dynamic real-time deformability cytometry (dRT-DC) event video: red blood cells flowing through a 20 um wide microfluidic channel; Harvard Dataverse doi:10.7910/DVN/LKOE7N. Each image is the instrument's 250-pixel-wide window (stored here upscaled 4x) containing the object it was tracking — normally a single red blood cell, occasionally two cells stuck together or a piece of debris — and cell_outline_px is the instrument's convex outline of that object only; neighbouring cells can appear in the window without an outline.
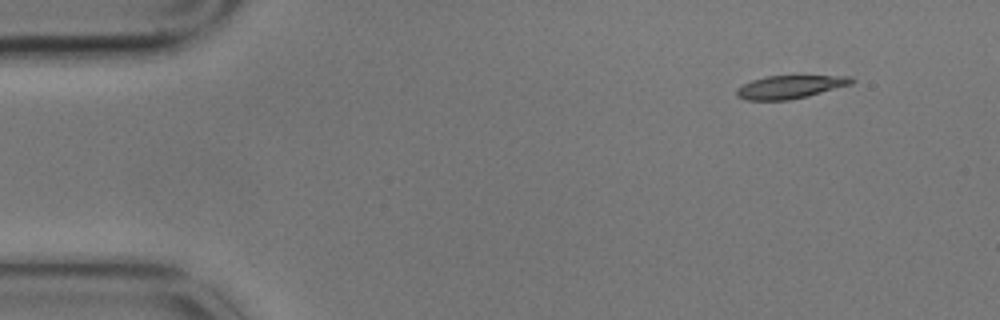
{"species": "common noctule bat (a hibernating species)", "species_latin": "Nyctalus noctula", "temperature_condition": "cold", "stored_images_in_passage": 5, "camera_frame_rate_fps": 3000, "um_per_image_px": 0.085, "animal": {"sex": "male", "body_mass_g": 17.9}, "frame": {"image": 1, "passage_image": 1, "time_ms": 0.0, "image_size_px": [1000, 320], "cell_outline_px": [[856, 80], [852, 84], [808, 96], [788, 100], [748, 100], [736, 96], [736, 88], [752, 80], [768, 76], [852, 76]], "centroid_in_image_um": [67.17, 7.39], "position_along_channel_um": 17.8, "area_um2": 15.43}}
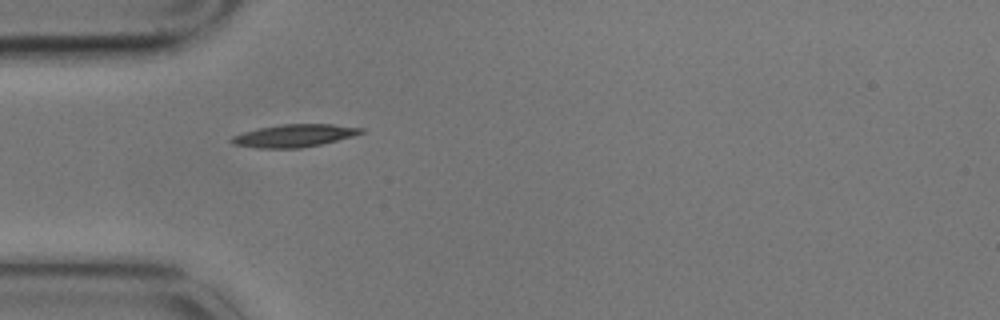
{"frame": {"image": 2, "passage_image": 4, "time_ms": 1.0, "image_size_px": [1000, 320], "cell_outline_px": [[364, 132], [352, 136], [320, 144], [300, 148], [256, 148], [232, 144], [228, 140], [232, 136], [244, 132], [260, 128], [280, 124], [332, 124], [364, 128]], "centroid_in_image_um": [24.97, 11.53], "position_along_channel_um": 60.0, "area_um2": 16.99}}